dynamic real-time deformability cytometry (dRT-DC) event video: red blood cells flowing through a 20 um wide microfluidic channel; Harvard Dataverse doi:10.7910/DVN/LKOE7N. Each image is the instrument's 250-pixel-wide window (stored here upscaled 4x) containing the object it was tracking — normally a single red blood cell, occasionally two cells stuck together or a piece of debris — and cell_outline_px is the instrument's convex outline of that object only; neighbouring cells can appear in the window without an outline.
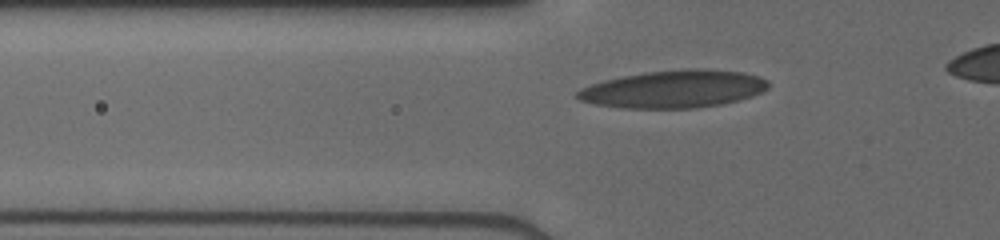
{"species": "human", "species_latin": "Homo sapiens", "temperature_condition": "cold", "stored_images_in_passage": 35, "camera_frame_rate_fps": 3000, "um_per_image_px": 0.085, "donor": {"sex": "male"}, "frame": {"image": 1, "passage_image": 9, "time_ms": 2.667, "image_size_px": [1000, 240], "cell_outline_px": [[768, 88], [752, 96], [720, 104], [696, 108], [624, 108], [596, 104], [580, 100], [576, 96], [576, 92], [580, 88], [604, 80], [620, 76], [648, 72], [684, 68], [708, 68], [744, 72], [760, 76], [768, 80]], "centroid_in_image_um": [57.28, 7.55], "position_along_channel_um": 68.5, "area_um2": 41.96}}
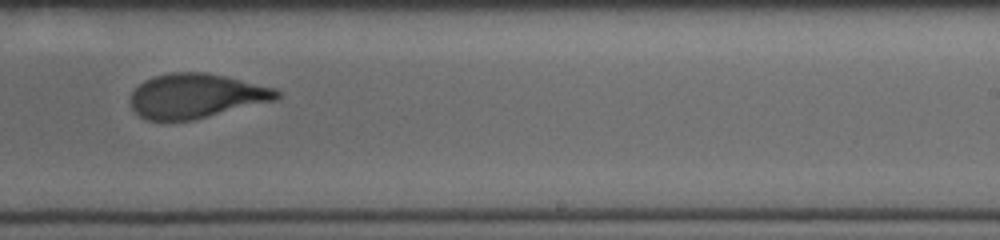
{"frame": {"image": 2, "passage_image": 24, "time_ms": 7.667, "image_size_px": [1000, 240], "cell_outline_px": [[280, 96], [276, 100], [192, 120], [148, 120], [140, 116], [132, 108], [128, 100], [132, 92], [144, 80], [152, 76], [168, 72], [208, 72], [276, 88], [280, 92]], "centroid_in_image_um": [16.65, 8.14], "position_along_channel_um": 272.4, "area_um2": 38.03}}
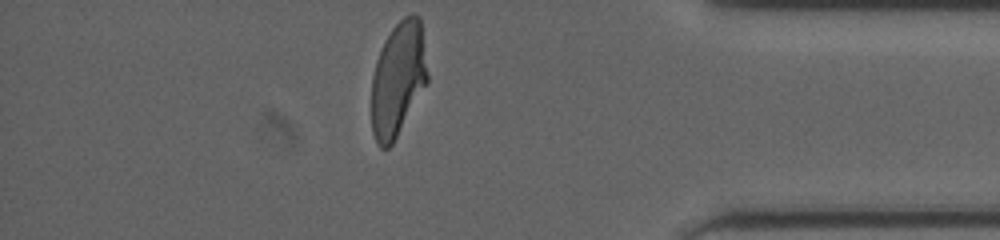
{"frame": {"image": 3, "passage_image": 35, "time_ms": 11.333, "image_size_px": [1000, 240], "cell_outline_px": [[428, 84], [392, 144], [388, 148], [380, 148], [376, 144], [372, 132], [372, 76], [376, 60], [380, 48], [384, 40], [392, 28], [404, 16], [412, 12], [420, 16], [428, 76]], "centroid_in_image_um": [33.83, 6.72], "position_along_channel_um": 401.4, "area_um2": 37.69}}